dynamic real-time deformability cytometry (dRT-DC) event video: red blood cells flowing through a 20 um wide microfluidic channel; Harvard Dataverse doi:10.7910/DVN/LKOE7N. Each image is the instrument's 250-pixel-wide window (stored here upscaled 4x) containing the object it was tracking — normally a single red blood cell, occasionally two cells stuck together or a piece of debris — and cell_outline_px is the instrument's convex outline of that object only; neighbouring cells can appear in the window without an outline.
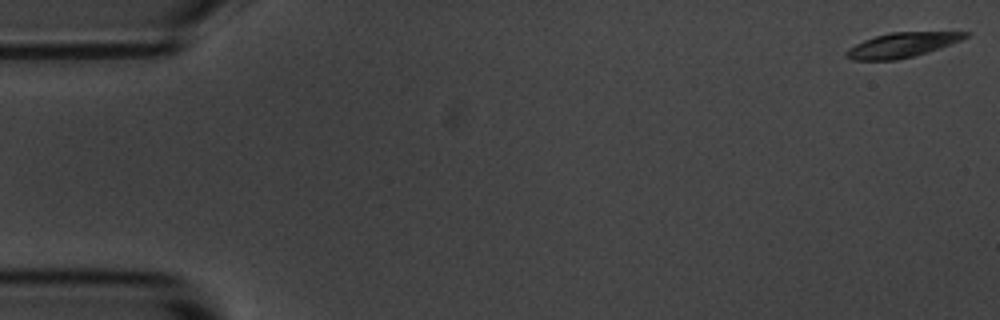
{"species": "common noctule bat (a hibernating species)", "species_latin": "Nyctalus noctula", "temperature_condition": "room temperature", "stored_images_in_passage": 5, "camera_frame_rate_fps": 3000, "um_per_image_px": 0.085, "animal": {"sex": "male", "body_mass_g": 20.1, "forearm_length_mm": 53.5}, "frame": {"image": 1, "passage_image": 1, "time_ms": 0.0, "image_size_px": [1000, 320], "cell_outline_px": [[972, 32], [968, 36], [960, 40], [940, 48], [928, 52], [896, 60], [852, 60], [844, 56], [844, 52], [848, 48], [864, 40], [876, 36], [892, 32]], "centroid_in_image_um": [76.63, 3.83], "position_along_channel_um": 8.4, "area_um2": 16.99}}
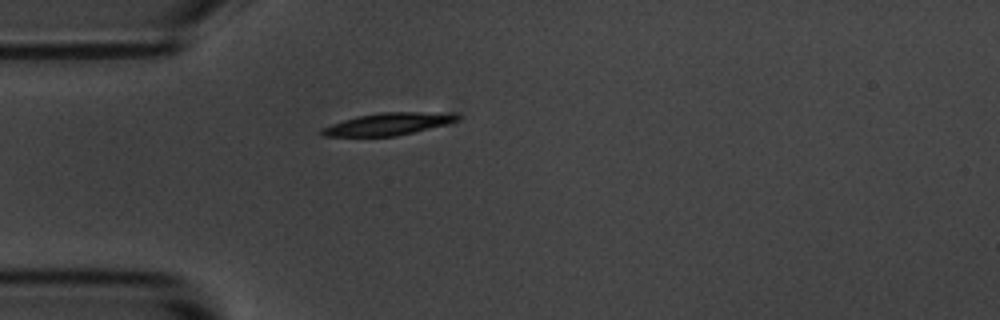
{"frame": {"image": 2, "passage_image": 5, "time_ms": 4.667, "image_size_px": [1000, 320], "cell_outline_px": [[460, 116], [456, 120], [444, 124], [396, 136], [324, 136], [320, 132], [320, 128], [356, 116], [380, 112], [452, 112]], "centroid_in_image_um": [32.96, 10.52], "position_along_channel_um": 52.0, "area_um2": 17.34}}